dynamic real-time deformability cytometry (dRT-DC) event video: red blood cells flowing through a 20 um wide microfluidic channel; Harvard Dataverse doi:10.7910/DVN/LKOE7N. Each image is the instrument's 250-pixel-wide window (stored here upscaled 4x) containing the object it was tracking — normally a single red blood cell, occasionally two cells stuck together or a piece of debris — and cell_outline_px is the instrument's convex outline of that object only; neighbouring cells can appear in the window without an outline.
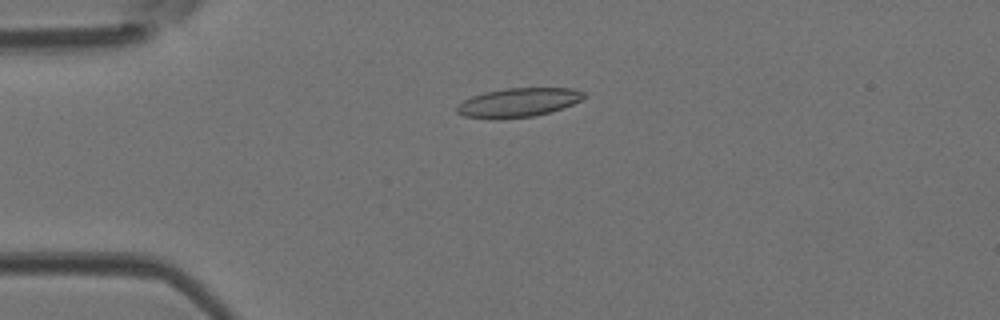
{"species": "Egyptian fruit bat (a non-hibernating species)", "species_latin": "Rousettus aegyptiacus", "temperature_condition": "room temperature", "stored_images_in_passage": 46, "camera_frame_rate_fps": 3000, "um_per_image_px": 0.085, "animal": {"sex": "female"}, "frame": {"image": 1, "passage_image": 11, "time_ms": 3.333, "image_size_px": [1000, 320], "cell_outline_px": [[584, 96], [580, 100], [572, 104], [552, 112], [532, 116], [500, 120], [488, 120], [464, 116], [456, 112], [456, 104], [472, 96], [484, 92], [504, 88], [572, 88], [584, 92]], "centroid_in_image_um": [43.98, 8.73], "position_along_channel_um": 41.0, "area_um2": 21.79}}
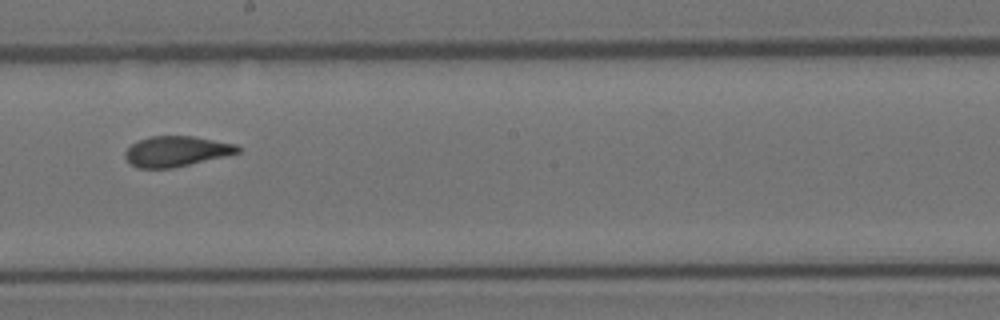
{"frame": {"image": 2, "passage_image": 26, "time_ms": 8.333, "image_size_px": [1000, 320], "cell_outline_px": [[240, 152], [224, 156], [172, 168], [136, 168], [124, 156], [124, 152], [132, 144], [140, 140], [152, 136], [192, 136], [236, 144], [240, 148]], "centroid_in_image_um": [14.97, 12.86], "position_along_channel_um": 233.2, "area_um2": 19.65}}
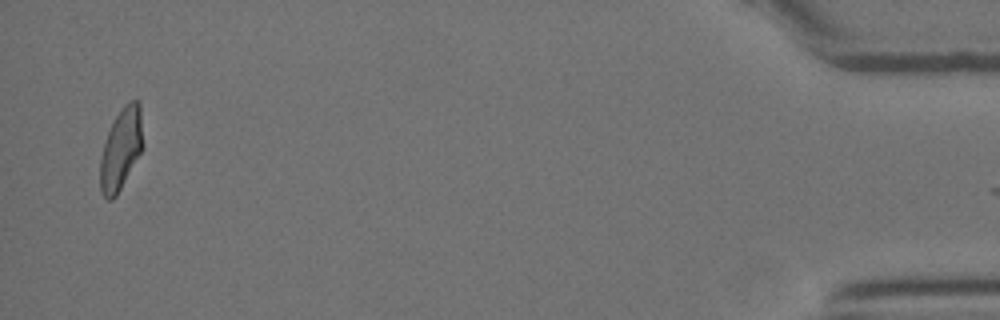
{"frame": {"image": 3, "passage_image": 45, "time_ms": 14.667, "image_size_px": [1000, 320], "cell_outline_px": [[144, 144], [140, 152], [116, 196], [112, 200], [108, 200], [100, 192], [100, 160], [104, 140], [116, 116], [124, 104], [128, 100], [140, 100]], "centroid_in_image_um": [10.29, 12.62], "position_along_channel_um": 424.9, "area_um2": 20.35}}